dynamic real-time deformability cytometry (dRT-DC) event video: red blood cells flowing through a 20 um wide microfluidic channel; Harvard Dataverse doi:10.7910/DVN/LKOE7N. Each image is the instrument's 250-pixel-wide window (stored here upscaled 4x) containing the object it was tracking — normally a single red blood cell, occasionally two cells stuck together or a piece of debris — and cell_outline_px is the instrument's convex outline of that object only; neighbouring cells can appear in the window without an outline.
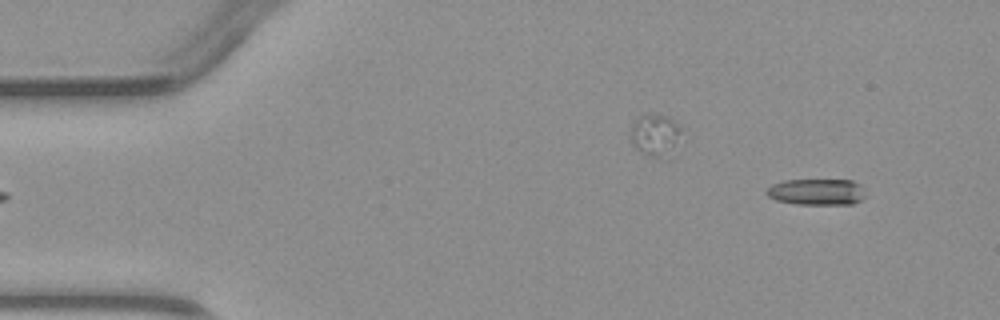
{"species": "common noctule bat (a hibernating species)", "species_latin": "Nyctalus noctula", "temperature_condition": "warm", "stored_images_in_passage": 3, "camera_frame_rate_fps": 3000, "um_per_image_px": 0.085, "animal": {"sex": "male", "body_mass_g": 23.1, "forearm_length_mm": 52.7}, "frame": {"image": 1, "passage_image": 1, "time_ms": 0.0, "image_size_px": [1000, 320], "cell_outline_px": [[864, 196], [860, 200], [852, 204], [796, 204], [776, 200], [768, 196], [764, 192], [772, 184], [784, 180], [852, 180], [860, 184]], "centroid_in_image_um": [69.38, 16.31], "position_along_channel_um": 15.6, "area_um2": 15.09}}
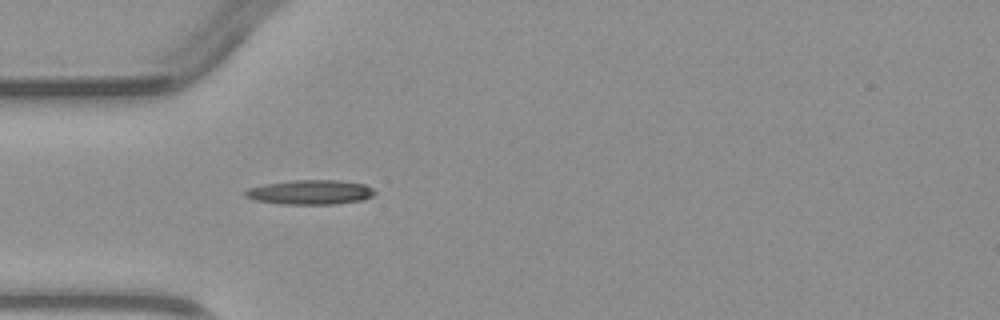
{"frame": {"image": 2, "passage_image": 3, "time_ms": 3.333, "image_size_px": [1000, 320], "cell_outline_px": [[376, 192], [372, 196], [360, 200], [332, 204], [284, 204], [256, 200], [244, 196], [244, 192], [248, 188], [264, 184], [292, 180], [336, 180], [364, 184], [372, 188]], "centroid_in_image_um": [26.35, 16.33], "position_along_channel_um": 58.7, "area_um2": 18.32}}